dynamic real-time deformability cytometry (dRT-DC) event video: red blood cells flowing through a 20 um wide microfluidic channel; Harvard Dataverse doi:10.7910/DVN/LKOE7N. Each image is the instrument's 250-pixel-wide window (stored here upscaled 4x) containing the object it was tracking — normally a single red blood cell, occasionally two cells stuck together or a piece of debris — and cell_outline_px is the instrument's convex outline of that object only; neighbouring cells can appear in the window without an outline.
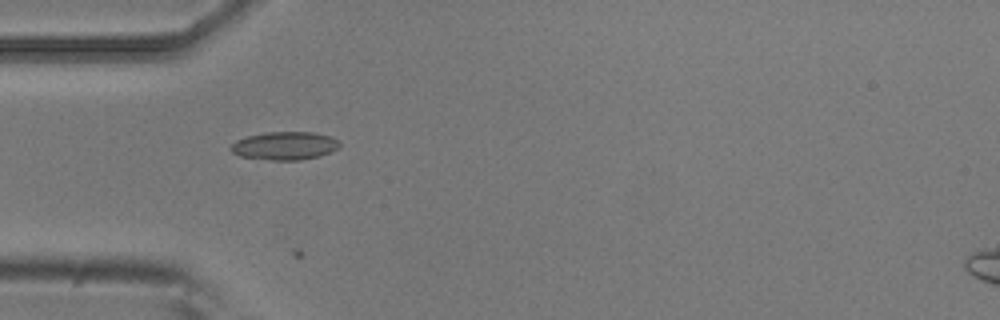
{"species": "common noctule bat (a hibernating species)", "species_latin": "Nyctalus noctula", "temperature_condition": "room temperature", "stored_images_in_passage": 4, "camera_frame_rate_fps": 3000, "um_per_image_px": 0.085, "animal": {"sex": "male", "body_mass_g": 20.5, "forearm_length_mm": 52.5}, "frame": {"image": 1, "passage_image": 4, "time_ms": 1.0, "image_size_px": [1000, 320], "cell_outline_px": [[340, 144], [336, 148], [320, 156], [300, 160], [268, 160], [240, 156], [232, 152], [228, 148], [236, 140], [248, 136], [264, 132], [312, 132], [332, 136], [340, 140]], "centroid_in_image_um": [24.19, 12.38], "position_along_channel_um": 60.8, "area_um2": 17.92}}